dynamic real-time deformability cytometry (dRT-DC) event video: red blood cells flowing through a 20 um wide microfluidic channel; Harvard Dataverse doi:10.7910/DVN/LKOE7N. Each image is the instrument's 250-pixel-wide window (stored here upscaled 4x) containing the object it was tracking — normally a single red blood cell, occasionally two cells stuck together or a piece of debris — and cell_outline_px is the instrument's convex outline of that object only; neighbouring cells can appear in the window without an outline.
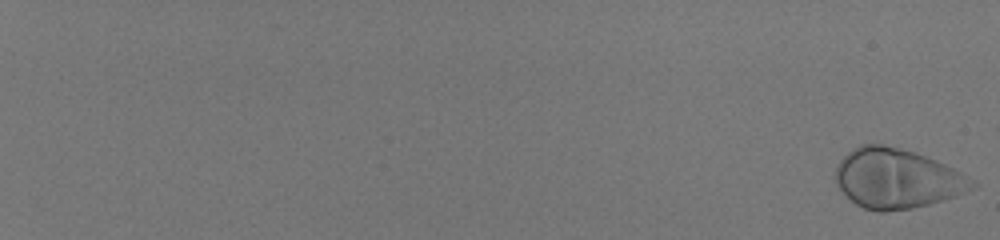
{"species": "human", "species_latin": "Homo sapiens", "temperature_condition": "room temperature", "stored_images_in_passage": 58, "camera_frame_rate_fps": 3000, "um_per_image_px": 0.085, "donor": {"sex": "male"}, "frame": {"image": 1, "passage_image": 1, "time_ms": 0.0, "image_size_px": [1000, 240], "cell_outline_px": [[960, 192], [952, 196], [928, 204], [908, 208], [884, 212], [880, 212], [864, 208], [856, 204], [840, 188], [836, 180], [836, 168], [840, 160], [852, 148], [860, 144], [880, 144], [912, 152], [936, 160], [952, 168], [956, 172], [960, 188]], "centroid_in_image_um": [75.96, 15.15], "position_along_channel_um": 9.0, "area_um2": 44.68}}
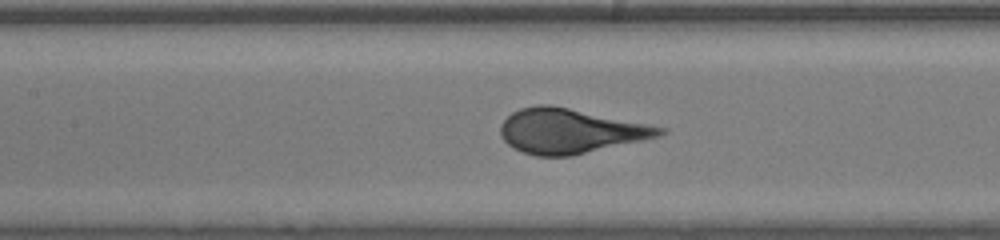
{"frame": {"image": 2, "passage_image": 34, "time_ms": 11.0, "image_size_px": [1000, 240], "cell_outline_px": [[668, 132], [660, 136], [644, 140], [572, 156], [536, 156], [512, 148], [500, 136], [500, 124], [512, 112], [520, 108], [540, 104], [548, 104], [668, 128]], "centroid_in_image_um": [48.46, 11.14], "position_along_channel_um": 158.9, "area_um2": 41.44}}
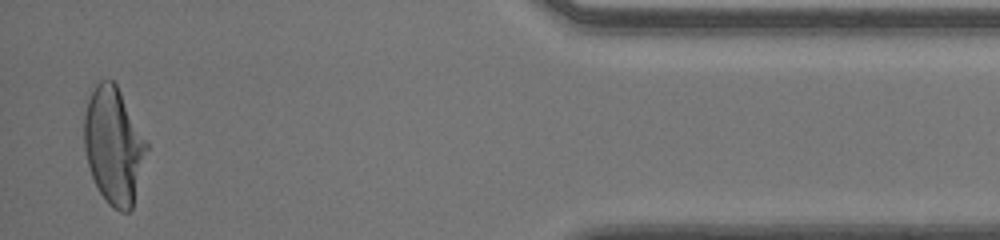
{"frame": {"image": 3, "passage_image": 57, "time_ms": 18.667, "image_size_px": [1000, 240], "cell_outline_px": [[148, 148], [132, 208], [128, 212], [120, 212], [112, 208], [108, 204], [100, 192], [92, 176], [88, 164], [84, 148], [84, 116], [88, 100], [96, 84], [100, 80], [112, 80], [116, 84], [148, 144]], "centroid_in_image_um": [9.66, 12.4], "position_along_channel_um": 425.5, "area_um2": 42.02}}